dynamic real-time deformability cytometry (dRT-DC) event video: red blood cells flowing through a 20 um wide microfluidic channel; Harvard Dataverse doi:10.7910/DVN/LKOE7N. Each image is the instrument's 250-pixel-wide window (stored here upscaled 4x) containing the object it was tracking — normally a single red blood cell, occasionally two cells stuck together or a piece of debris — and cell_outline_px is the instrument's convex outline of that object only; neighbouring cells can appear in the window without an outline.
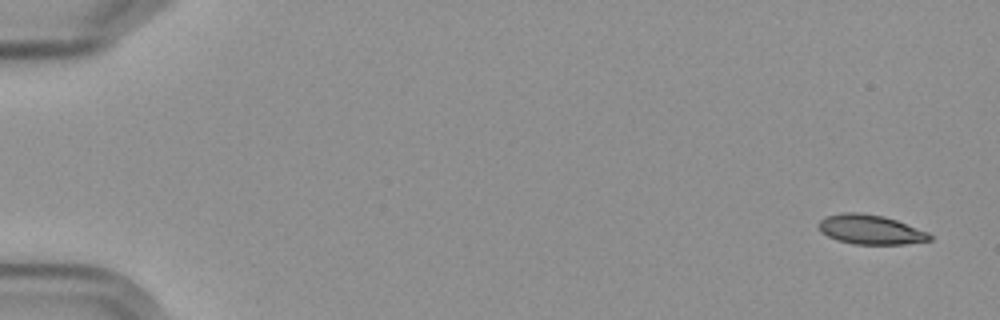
{"species": "Egyptian fruit bat (a non-hibernating species)", "species_latin": "Rousettus aegyptiacus", "temperature_condition": "cold", "stored_images_in_passage": 6, "camera_frame_rate_fps": 3000, "um_per_image_px": 0.085, "frame": {"image": 1, "passage_image": 1, "time_ms": 0.0, "image_size_px": [1000, 320], "cell_outline_px": [[932, 240], [904, 244], [856, 244], [836, 240], [820, 232], [816, 224], [820, 220], [828, 216], [844, 212], [860, 212], [884, 216], [896, 220], [928, 232], [932, 236]], "centroid_in_image_um": [73.96, 19.51], "position_along_channel_um": 11.0, "area_um2": 19.13}}
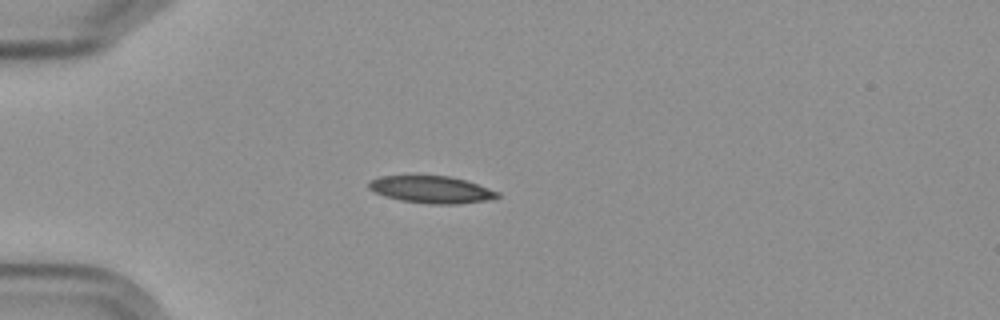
{"frame": {"image": 2, "passage_image": 5, "time_ms": 4.667, "image_size_px": [1000, 320], "cell_outline_px": [[500, 196], [488, 200], [460, 204], [432, 204], [400, 200], [384, 196], [372, 192], [368, 188], [368, 180], [380, 176], [448, 176], [464, 180], [500, 192]], "centroid_in_image_um": [36.63, 16.12], "position_along_channel_um": 48.4, "area_um2": 20.35}}